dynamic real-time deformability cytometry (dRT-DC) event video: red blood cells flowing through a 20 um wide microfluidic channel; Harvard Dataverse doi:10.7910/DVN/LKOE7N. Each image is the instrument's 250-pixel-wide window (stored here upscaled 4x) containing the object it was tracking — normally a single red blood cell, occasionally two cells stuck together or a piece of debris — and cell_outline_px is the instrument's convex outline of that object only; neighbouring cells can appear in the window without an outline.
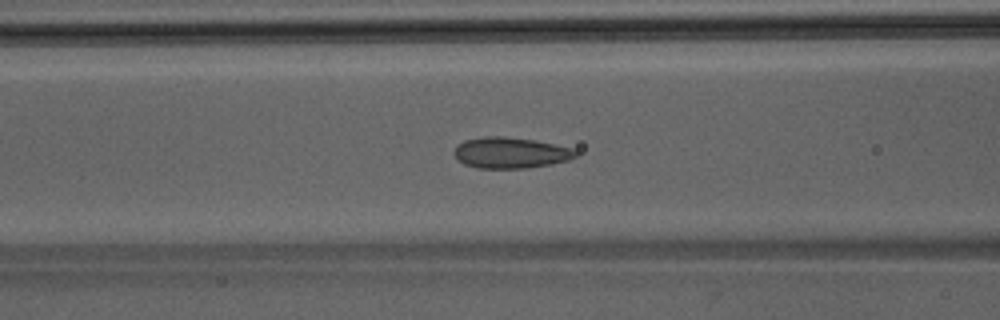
{"species": "Egyptian fruit bat (a non-hibernating species)", "species_latin": "Rousettus aegyptiacus", "temperature_condition": "room temperature", "stored_images_in_passage": 49, "camera_frame_rate_fps": 3000, "um_per_image_px": 0.085, "animal": {"sex": "male"}, "frame": {"image": 1, "passage_image": 20, "time_ms": 6.333, "image_size_px": [1000, 320], "cell_outline_px": [[580, 152], [576, 156], [568, 160], [552, 164], [528, 168], [476, 168], [464, 164], [452, 152], [464, 140], [484, 136], [504, 136], [536, 140], [572, 148]], "centroid_in_image_um": [43.42, 12.98], "position_along_channel_um": 123.2, "area_um2": 22.02}}
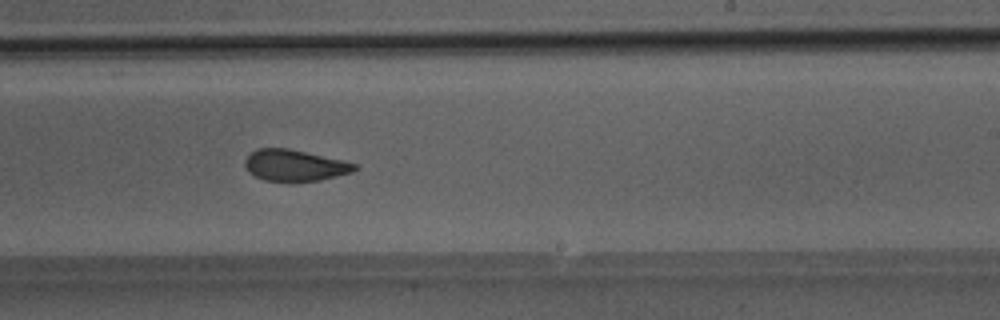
{"frame": {"image": 2, "passage_image": 30, "time_ms": 9.667, "image_size_px": [1000, 320], "cell_outline_px": [[360, 168], [352, 172], [320, 180], [264, 180], [248, 172], [244, 164], [244, 160], [256, 148], [288, 148], [344, 160], [356, 164]], "centroid_in_image_um": [25.06, 14.03], "position_along_channel_um": 263.9, "area_um2": 19.83}}
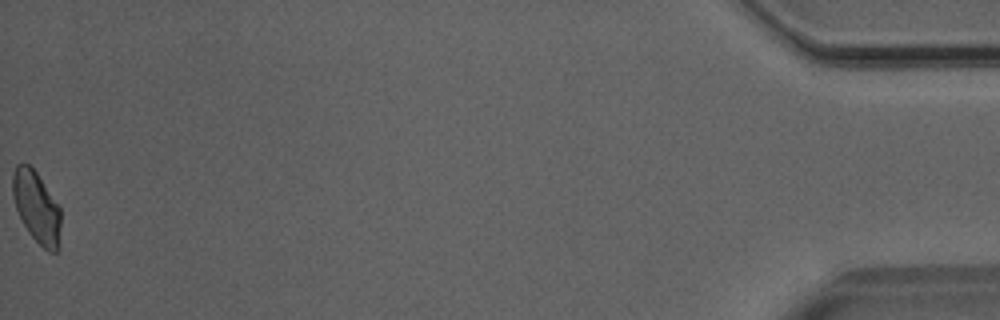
{"frame": {"image": 3, "passage_image": 49, "time_ms": 16.0, "image_size_px": [1000, 320], "cell_outline_px": [[60, 248], [56, 252], [48, 252], [28, 232], [16, 208], [12, 196], [12, 176], [16, 164], [28, 164], [36, 172], [60, 204]], "centroid_in_image_um": [3.13, 17.61], "position_along_channel_um": 432.1, "area_um2": 20.23}}